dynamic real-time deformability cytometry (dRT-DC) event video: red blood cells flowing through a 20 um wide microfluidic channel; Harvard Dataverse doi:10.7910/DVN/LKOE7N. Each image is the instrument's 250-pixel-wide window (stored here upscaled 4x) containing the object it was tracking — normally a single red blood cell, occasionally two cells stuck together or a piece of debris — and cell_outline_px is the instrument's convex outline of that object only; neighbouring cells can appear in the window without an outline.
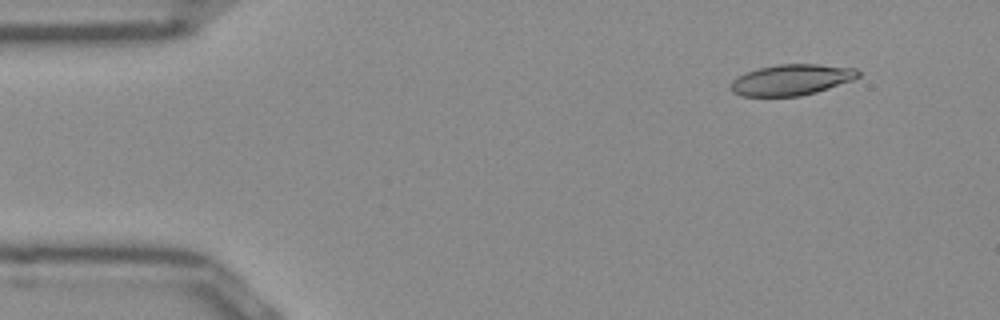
{"species": "Egyptian fruit bat (a non-hibernating species)", "species_latin": "Rousettus aegyptiacus", "temperature_condition": "room temperature", "stored_images_in_passage": 47, "camera_frame_rate_fps": 3000, "um_per_image_px": 0.085, "frame": {"image": 1, "passage_image": 1, "time_ms": 0.0, "image_size_px": [1000, 320], "cell_outline_px": [[860, 76], [852, 80], [816, 92], [800, 96], [740, 96], [732, 92], [732, 80], [744, 72], [776, 64], [816, 64], [856, 68], [860, 72]], "centroid_in_image_um": [67.27, 6.78], "position_along_channel_um": 17.7, "area_um2": 22.89}}
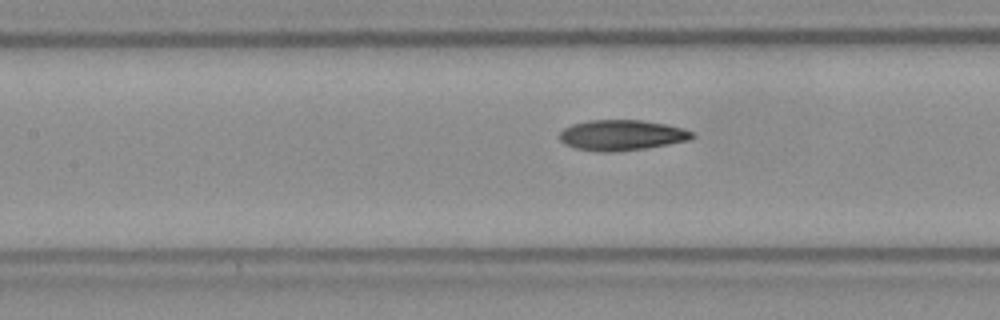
{"frame": {"image": 2, "passage_image": 18, "time_ms": 5.667, "image_size_px": [1000, 320], "cell_outline_px": [[696, 136], [688, 140], [668, 144], [644, 148], [616, 152], [600, 152], [576, 148], [564, 144], [560, 140], [560, 132], [564, 128], [572, 124], [588, 120], [644, 120], [684, 128], [692, 132]], "centroid_in_image_um": [52.83, 11.48], "position_along_channel_um": 154.6, "area_um2": 23.58}}
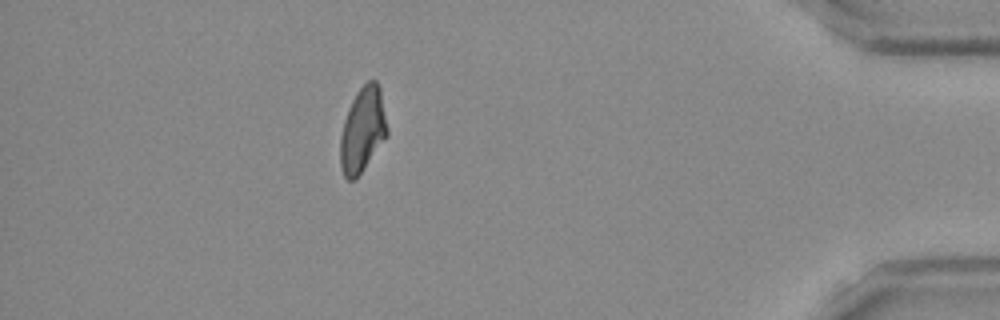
{"frame": {"image": 3, "passage_image": 41, "time_ms": 13.333, "image_size_px": [1000, 320], "cell_outline_px": [[388, 136], [356, 180], [348, 180], [344, 176], [340, 168], [340, 136], [344, 120], [348, 108], [356, 92], [368, 80], [376, 80], [380, 88], [388, 128]], "centroid_in_image_um": [30.82, 11.07], "position_along_channel_um": 404.4, "area_um2": 23.52}, "authors_computed_cell_mechanics": {"area_um2": 23.3512, "velocity_mm_per_s": 3.9343, "shape_relaxation_time_tau1_ms": null, "shape_relaxation_time_tau2_ms": 3.9469, "deformation_change_tau1": null, "deformation_change_tau2": 0.1124}}